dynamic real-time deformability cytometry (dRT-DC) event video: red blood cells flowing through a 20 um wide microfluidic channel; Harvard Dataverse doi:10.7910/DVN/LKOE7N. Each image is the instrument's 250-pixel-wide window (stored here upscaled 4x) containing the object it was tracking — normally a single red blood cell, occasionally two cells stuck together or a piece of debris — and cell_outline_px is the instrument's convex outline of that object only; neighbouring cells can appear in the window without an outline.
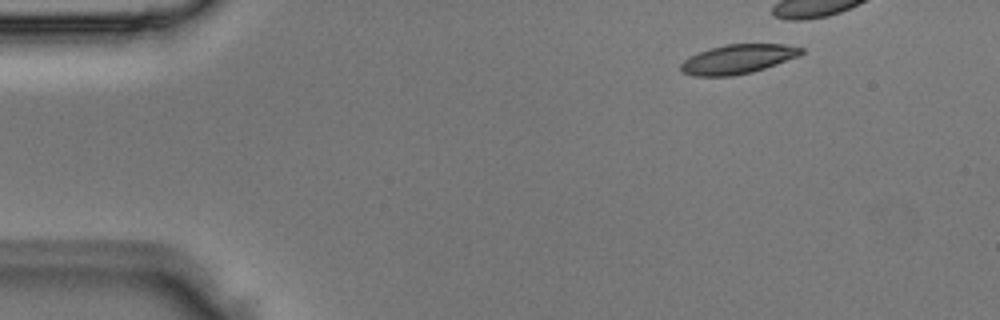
{"species": "Egyptian fruit bat (a non-hibernating species)", "species_latin": "Rousettus aegyptiacus", "temperature_condition": "room temperature", "stored_images_in_passage": 4, "camera_frame_rate_fps": 3000, "um_per_image_px": 0.085, "animal": {"sex": "male"}, "frame": {"image": 1, "passage_image": 1, "time_ms": 0.0, "image_size_px": [1000, 320], "cell_outline_px": [[804, 52], [800, 56], [752, 72], [732, 76], [692, 76], [680, 72], [680, 64], [684, 60], [708, 48], [724, 44], [784, 44], [804, 48]], "centroid_in_image_um": [62.71, 5.02], "position_along_channel_um": 22.3, "area_um2": 20.63}}